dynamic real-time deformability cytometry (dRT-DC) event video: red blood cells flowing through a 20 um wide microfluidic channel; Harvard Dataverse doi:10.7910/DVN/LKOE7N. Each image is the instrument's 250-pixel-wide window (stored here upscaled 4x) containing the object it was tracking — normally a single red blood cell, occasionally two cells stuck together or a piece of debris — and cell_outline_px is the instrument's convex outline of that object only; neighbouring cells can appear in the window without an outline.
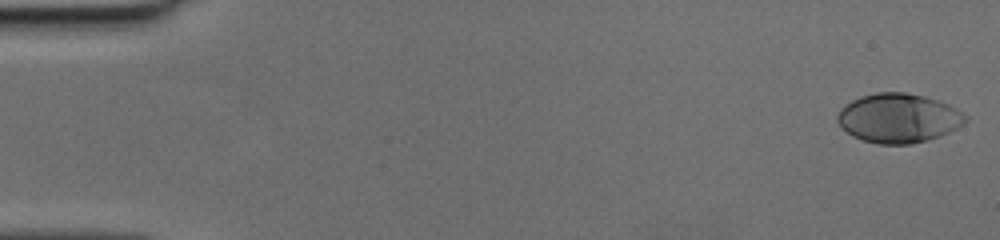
{"species": "human", "species_latin": "Homo sapiens", "temperature_condition": "cold", "stored_images_in_passage": 49, "camera_frame_rate_fps": 3000, "um_per_image_px": 0.085, "donor": {"sex": "female"}, "frame": {"image": 1, "passage_image": 1, "time_ms": 0.0, "image_size_px": [1000, 240], "cell_outline_px": [[968, 120], [964, 124], [940, 136], [928, 140], [912, 144], [880, 144], [864, 140], [852, 136], [840, 128], [836, 120], [836, 116], [840, 108], [844, 104], [860, 96], [876, 92], [904, 92], [924, 96], [948, 104], [968, 116]], "centroid_in_image_um": [76.33, 10.04], "position_along_channel_um": 8.7, "area_um2": 36.99}}
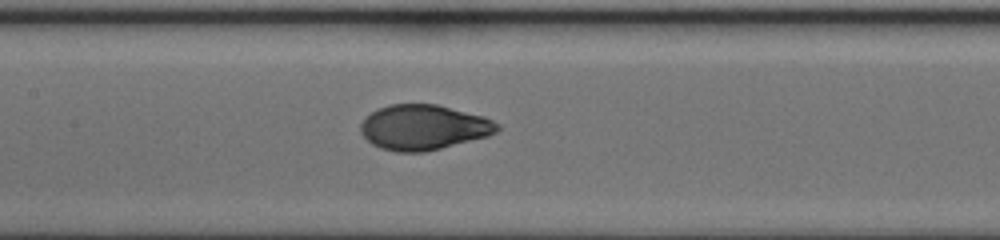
{"frame": {"image": 2, "passage_image": 24, "time_ms": 7.667, "image_size_px": [1000, 240], "cell_outline_px": [[500, 128], [496, 132], [488, 136], [424, 152], [396, 152], [380, 148], [372, 144], [360, 132], [360, 124], [364, 116], [376, 108], [388, 104], [436, 104], [484, 116], [500, 124]], "centroid_in_image_um": [35.97, 10.81], "position_along_channel_um": 171.4, "area_um2": 36.13}}
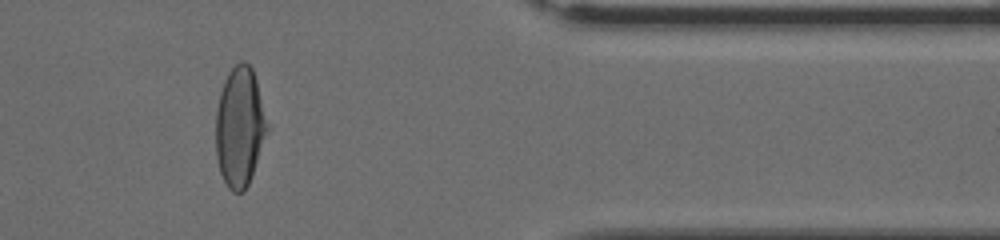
{"frame": {"image": 3, "passage_image": 41, "time_ms": 13.333, "image_size_px": [1000, 240], "cell_outline_px": [[268, 128], [252, 176], [244, 192], [232, 192], [228, 188], [220, 172], [216, 160], [216, 108], [220, 92], [224, 80], [228, 72], [240, 60], [244, 60], [252, 68], [256, 80], [268, 124]], "centroid_in_image_um": [20.36, 10.79], "position_along_channel_um": 391.0, "area_um2": 35.84}}